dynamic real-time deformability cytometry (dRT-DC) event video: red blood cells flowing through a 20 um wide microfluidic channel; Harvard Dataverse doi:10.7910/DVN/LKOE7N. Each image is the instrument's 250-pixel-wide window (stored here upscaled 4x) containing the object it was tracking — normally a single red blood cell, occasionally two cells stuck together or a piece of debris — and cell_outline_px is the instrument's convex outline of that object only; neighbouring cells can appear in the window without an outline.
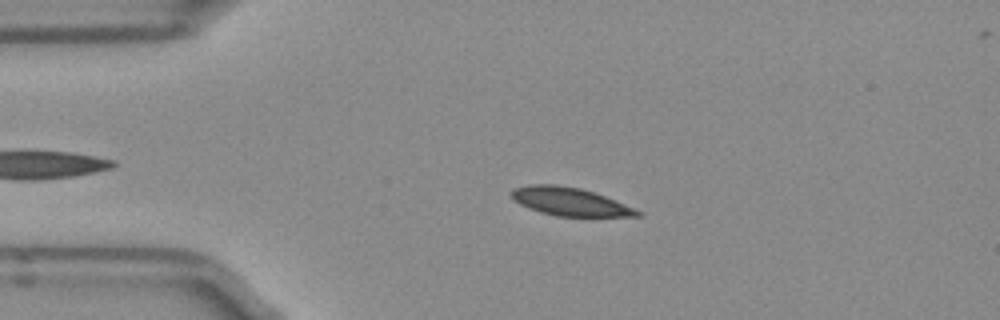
{"species": "Egyptian fruit bat (a non-hibernating species)", "species_latin": "Rousettus aegyptiacus", "temperature_condition": "room temperature", "stored_images_in_passage": 40, "camera_frame_rate_fps": 3000, "um_per_image_px": 0.085, "frame": {"image": 1, "passage_image": 8, "time_ms": 2.333, "image_size_px": [1000, 320], "cell_outline_px": [[644, 216], [556, 216], [540, 212], [528, 208], [512, 200], [508, 192], [512, 188], [528, 184], [556, 184], [580, 188], [604, 196], [644, 212]], "centroid_in_image_um": [48.37, 17.13], "position_along_channel_um": 36.6, "area_um2": 20.81}}
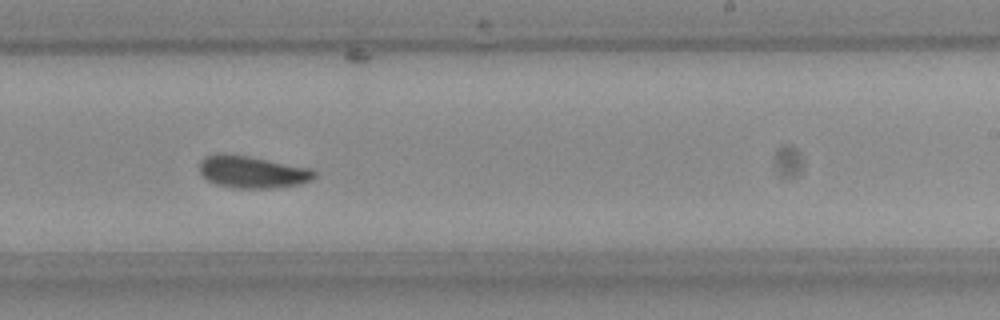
{"frame": {"image": 2, "passage_image": 28, "time_ms": 9.0, "image_size_px": [1000, 320], "cell_outline_px": [[316, 176], [312, 180], [300, 184], [276, 188], [236, 188], [216, 184], [208, 180], [200, 172], [200, 160], [204, 156], [216, 152], [220, 152], [248, 156], [312, 168], [316, 172]], "centroid_in_image_um": [21.45, 14.6], "position_along_channel_um": 267.6, "area_um2": 21.79}}
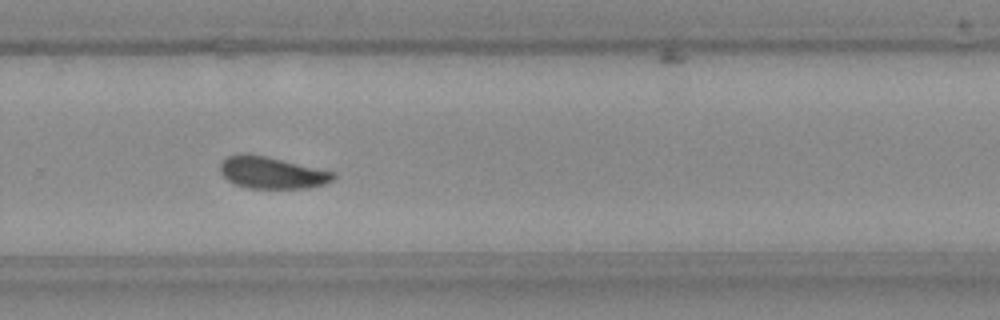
{"frame": {"image": 3, "passage_image": 31, "time_ms": 10.0, "image_size_px": [1000, 320], "cell_outline_px": [[336, 176], [332, 180], [324, 184], [308, 188], [248, 188], [236, 184], [228, 180], [220, 172], [220, 164], [228, 156], [244, 152], [264, 156], [336, 172]], "centroid_in_image_um": [23.11, 14.68], "position_along_channel_um": 306.7, "area_um2": 20.87}, "authors_computed_cell_mechanics": {"area_um2": 20.9814, "velocity_mm_per_s": 3.9246, "shape_relaxation_time_tau1_ms": 2.6098, "shape_relaxation_time_tau2_ms": 2.2417, "deformation_change_tau1": 0.1197, "deformation_change_tau2": 0.078}}